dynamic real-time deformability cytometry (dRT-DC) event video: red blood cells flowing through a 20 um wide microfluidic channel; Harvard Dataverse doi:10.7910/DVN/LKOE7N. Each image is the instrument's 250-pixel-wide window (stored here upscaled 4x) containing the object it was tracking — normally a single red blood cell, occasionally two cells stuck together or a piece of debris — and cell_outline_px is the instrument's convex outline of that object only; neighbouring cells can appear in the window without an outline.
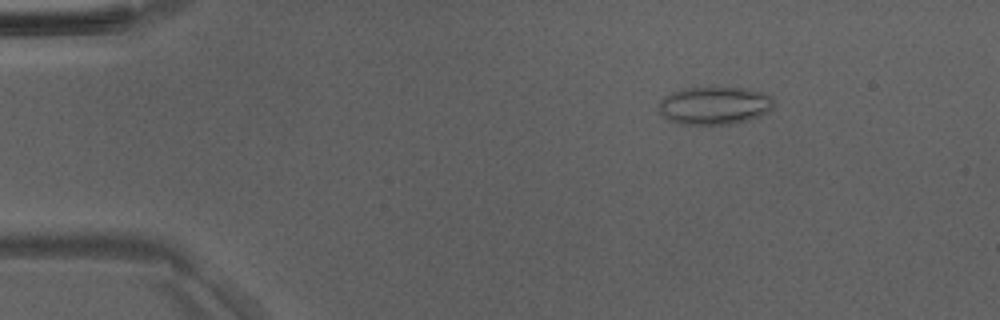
{"species": "Egyptian fruit bat (a non-hibernating species)", "species_latin": "Rousettus aegyptiacus", "temperature_condition": "room temperature", "stored_images_in_passage": 49, "camera_frame_rate_fps": 3000, "um_per_image_px": 0.085, "animal": {"sex": "male"}, "frame": {"image": 1, "passage_image": 8, "time_ms": 2.333, "image_size_px": [1000, 320], "cell_outline_px": [[776, 104], [768, 112], [760, 116], [736, 124], [676, 124], [668, 120], [660, 112], [660, 100], [664, 96], [680, 88], [748, 88], [772, 96]], "centroid_in_image_um": [60.76, 8.98], "position_along_channel_um": 24.2, "area_um2": 25.61}}
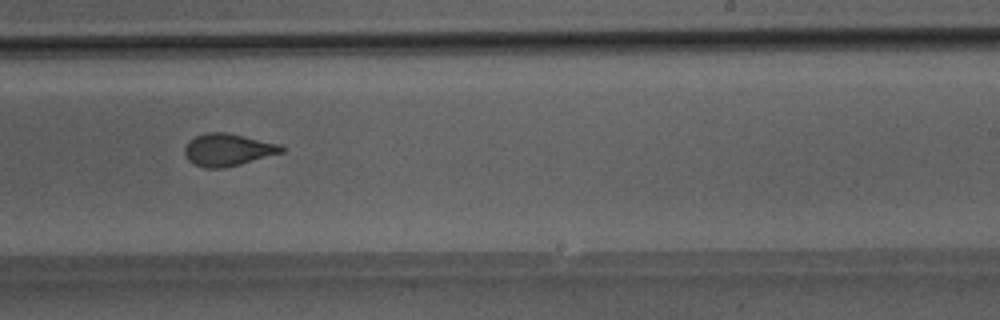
{"frame": {"image": 2, "passage_image": 31, "time_ms": 10.0, "image_size_px": [1000, 320], "cell_outline_px": [[284, 152], [240, 164], [224, 168], [204, 168], [188, 160], [184, 156], [184, 148], [188, 140], [196, 136], [208, 132], [224, 132], [244, 136], [280, 144], [284, 148]], "centroid_in_image_um": [19.34, 12.73], "position_along_channel_um": 269.7, "area_um2": 18.21}}
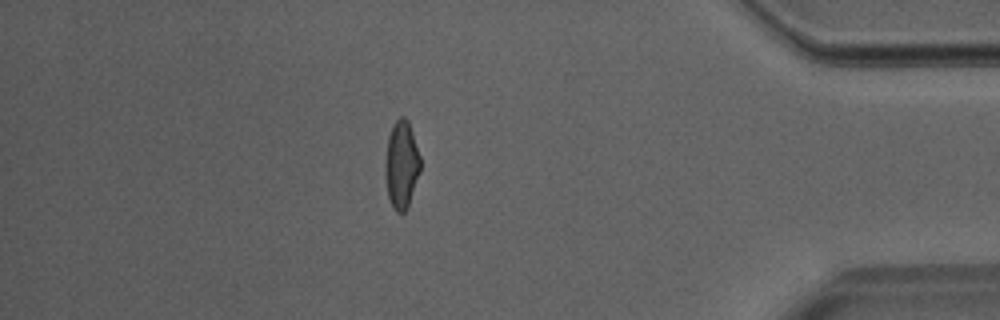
{"frame": {"image": 3, "passage_image": 43, "time_ms": 14.0, "image_size_px": [1000, 320], "cell_outline_px": [[420, 172], [408, 208], [404, 212], [396, 212], [392, 208], [388, 196], [384, 168], [388, 136], [392, 124], [400, 116], [404, 116], [408, 120], [420, 156]], "centroid_in_image_um": [34.12, 14.01], "position_along_channel_um": 401.1, "area_um2": 18.15}}